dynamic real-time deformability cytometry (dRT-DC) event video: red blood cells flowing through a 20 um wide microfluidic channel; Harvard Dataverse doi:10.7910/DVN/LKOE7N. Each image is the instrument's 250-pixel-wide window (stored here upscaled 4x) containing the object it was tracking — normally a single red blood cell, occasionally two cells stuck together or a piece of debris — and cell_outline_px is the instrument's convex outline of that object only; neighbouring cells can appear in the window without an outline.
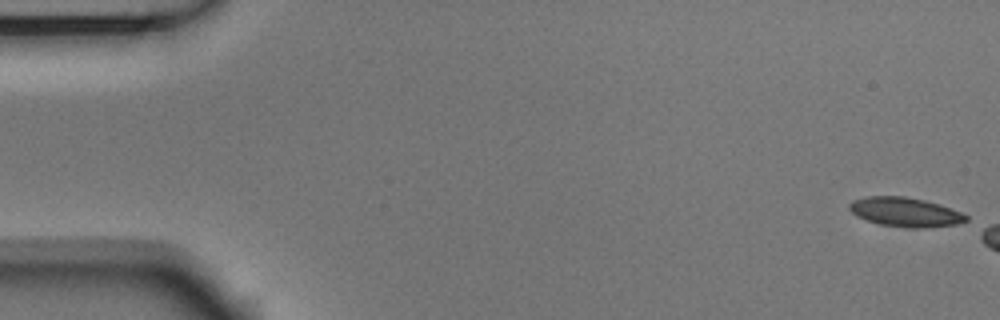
{"species": "Egyptian fruit bat (a non-hibernating species)", "species_latin": "Rousettus aegyptiacus", "temperature_condition": "room temperature", "stored_images_in_passage": 6, "camera_frame_rate_fps": 3000, "um_per_image_px": 0.085, "animal": {"sex": "male"}, "frame": {"image": 1, "passage_image": 1, "time_ms": 0.0, "image_size_px": [1000, 320], "cell_outline_px": [[968, 220], [956, 224], [928, 228], [904, 228], [880, 224], [856, 216], [848, 208], [848, 204], [852, 200], [864, 196], [904, 196], [924, 200], [940, 204], [960, 212], [968, 216]], "centroid_in_image_um": [76.92, 18.02], "position_along_channel_um": 8.1, "area_um2": 20.06}}